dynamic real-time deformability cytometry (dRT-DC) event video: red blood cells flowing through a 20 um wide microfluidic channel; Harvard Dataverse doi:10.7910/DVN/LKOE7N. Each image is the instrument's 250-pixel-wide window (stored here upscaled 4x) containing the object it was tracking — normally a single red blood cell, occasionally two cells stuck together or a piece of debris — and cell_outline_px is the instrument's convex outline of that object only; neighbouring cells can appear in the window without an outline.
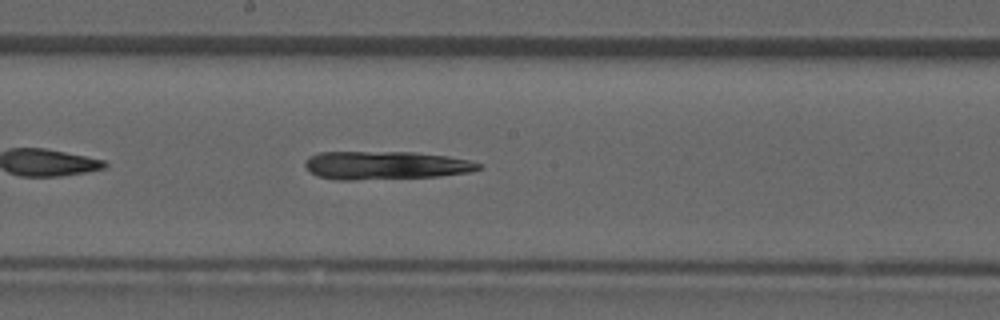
{"species": "common noctule bat (a hibernating species)", "species_latin": "Nyctalus noctula", "temperature_condition": "room temperature", "stored_images_in_passage": 31, "camera_frame_rate_fps": 3000, "um_per_image_px": 0.085, "animal": {"sex": "male", "forearm_length_mm": 52.5}, "frame": {"image": 1, "passage_image": 14, "time_ms": 4.333, "image_size_px": [1000, 320], "cell_outline_px": [[484, 164], [480, 168], [472, 172], [440, 176], [356, 180], [336, 180], [316, 176], [304, 164], [304, 160], [308, 156], [320, 152], [416, 152], [448, 156], [468, 160]], "centroid_in_image_um": [32.78, 14.05], "position_along_channel_um": 215.4, "area_um2": 28.84}}
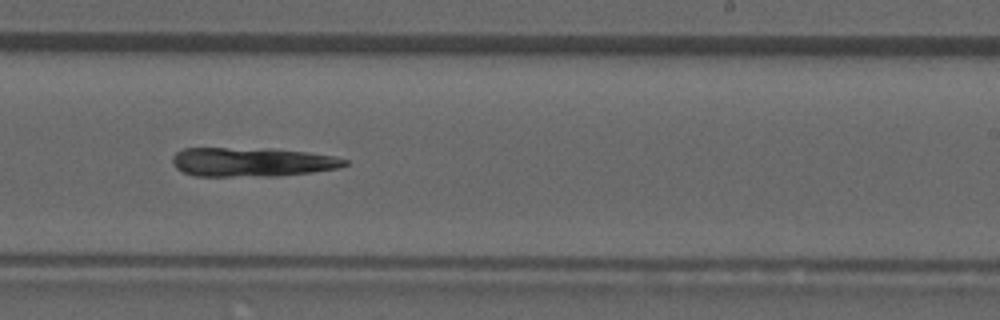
{"frame": {"image": 2, "passage_image": 18, "time_ms": 5.667, "image_size_px": [1000, 320], "cell_outline_px": [[348, 164], [340, 168], [312, 172], [276, 176], [196, 176], [184, 172], [176, 168], [172, 164], [172, 156], [176, 152], [184, 148], [264, 148], [308, 152], [332, 156], [348, 160]], "centroid_in_image_um": [21.41, 13.77], "position_along_channel_um": 267.6, "area_um2": 29.36}, "authors_computed_cell_mechanics": {"area_um2": 29.0156, "velocity_mm_per_s": 3.9267, "shape_relaxation_time_tau1_ms": 7.366, "shape_relaxation_time_tau2_ms": null, "deformation_change_tau1": 0.1389, "deformation_change_tau2": null}}